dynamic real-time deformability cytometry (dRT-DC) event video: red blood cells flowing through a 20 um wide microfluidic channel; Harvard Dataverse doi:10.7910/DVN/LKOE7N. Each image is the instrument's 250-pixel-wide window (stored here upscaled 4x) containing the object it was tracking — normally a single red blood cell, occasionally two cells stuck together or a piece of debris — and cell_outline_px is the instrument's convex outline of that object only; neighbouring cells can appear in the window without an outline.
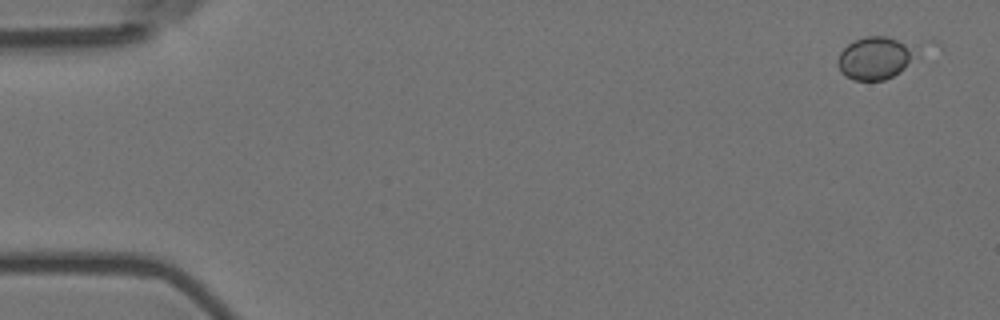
{"species": "Egyptian fruit bat (a non-hibernating species)", "species_latin": "Rousettus aegyptiacus", "temperature_condition": "room temperature", "stored_images_in_passage": 4, "camera_frame_rate_fps": 3000, "um_per_image_px": 0.085, "animal": {"sex": "female"}, "frame": {"image": 1, "passage_image": 1, "time_ms": 0.0, "image_size_px": [1000, 320], "cell_outline_px": [[920, 56], [900, 72], [884, 80], [856, 80], [840, 72], [836, 64], [836, 60], [840, 52], [848, 44], [856, 40], [868, 36], [888, 36], [904, 44]], "centroid_in_image_um": [74.35, 4.96], "position_along_channel_um": 10.7, "area_um2": 19.25}}